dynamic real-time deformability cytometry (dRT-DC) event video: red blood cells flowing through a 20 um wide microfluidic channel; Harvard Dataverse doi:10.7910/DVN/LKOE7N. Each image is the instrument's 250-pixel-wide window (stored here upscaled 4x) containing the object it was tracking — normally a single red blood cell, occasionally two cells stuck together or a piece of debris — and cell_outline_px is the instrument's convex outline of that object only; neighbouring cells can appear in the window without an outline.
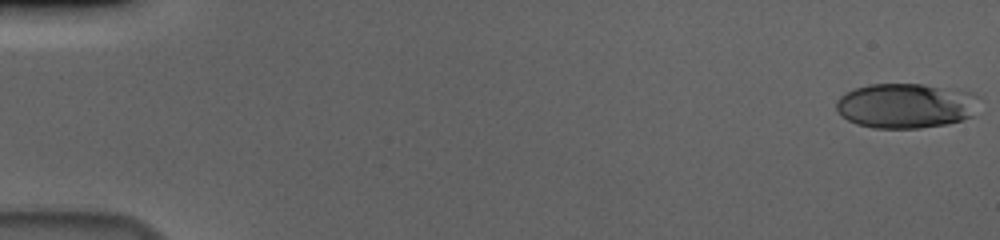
{"species": "human", "species_latin": "Homo sapiens", "temperature_condition": "cold", "stored_images_in_passage": 57, "camera_frame_rate_fps": 3000, "um_per_image_px": 0.085, "donor": {"sex": "male"}, "frame": {"image": 1, "passage_image": 1, "time_ms": 0.0, "image_size_px": [1000, 240], "cell_outline_px": [[980, 96], [972, 116], [960, 120], [944, 124], [920, 128], [876, 128], [856, 124], [848, 120], [836, 108], [836, 100], [844, 92], [868, 84], [924, 84], [972, 92]], "centroid_in_image_um": [76.99, 8.97], "position_along_channel_um": 8.0, "area_um2": 37.4}}
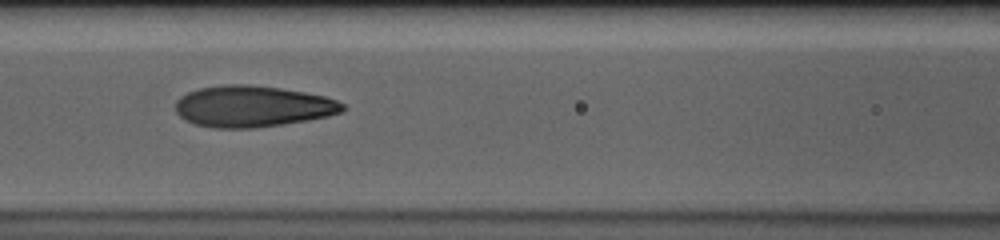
{"frame": {"image": 2, "passage_image": 26, "time_ms": 8.333, "image_size_px": [1000, 240], "cell_outline_px": [[348, 108], [340, 112], [328, 116], [308, 120], [284, 124], [256, 128], [216, 128], [196, 124], [184, 120], [176, 112], [176, 100], [180, 96], [188, 92], [200, 88], [224, 84], [248, 84], [280, 88], [304, 92], [324, 96], [336, 100], [344, 104]], "centroid_in_image_um": [21.47, 9.04], "position_along_channel_um": 145.1, "area_um2": 40.34}}
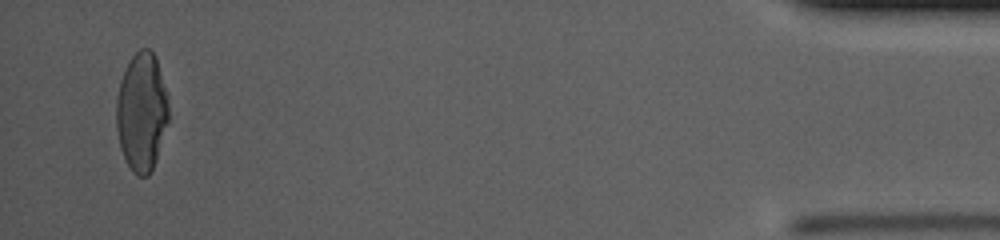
{"frame": {"image": 3, "passage_image": 55, "time_ms": 18.0, "image_size_px": [1000, 240], "cell_outline_px": [[168, 124], [156, 160], [148, 176], [136, 176], [132, 172], [120, 148], [116, 128], [116, 100], [120, 80], [128, 60], [140, 48], [152, 48], [156, 56], [168, 100]], "centroid_in_image_um": [12.03, 9.49], "position_along_channel_um": 423.2, "area_um2": 36.41}, "authors_computed_cell_mechanics": {"area_um2": 38.2058, "velocity_mm_per_s": 3.6658, "shape_relaxation_time_tau1_ms": 4.9551, "shape_relaxation_time_tau2_ms": 1.2742, "deformation_change_tau1": 0.2161, "deformation_change_tau2": 0.079}}